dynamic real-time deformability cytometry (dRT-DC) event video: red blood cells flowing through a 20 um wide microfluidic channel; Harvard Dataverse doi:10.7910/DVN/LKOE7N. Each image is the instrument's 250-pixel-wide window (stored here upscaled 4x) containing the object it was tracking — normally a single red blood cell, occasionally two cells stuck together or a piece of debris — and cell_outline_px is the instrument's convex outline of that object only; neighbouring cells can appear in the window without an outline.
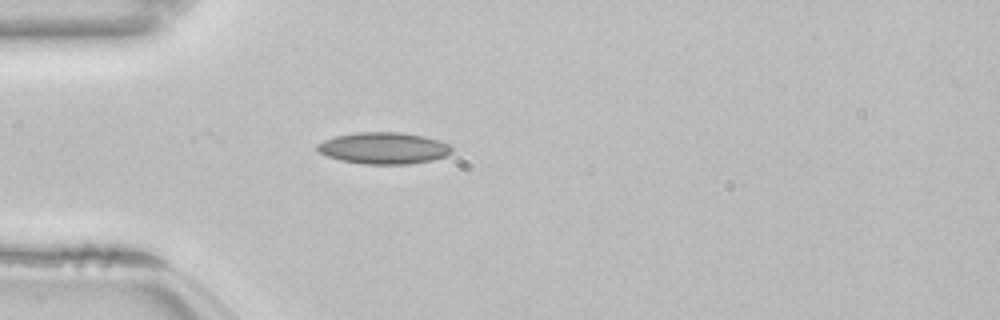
{"species": "common noctule bat (a hibernating species)", "species_latin": "Nyctalus noctula", "temperature_condition": "room temperature", "stored_images_in_passage": 13, "camera_frame_rate_fps": 3000, "um_per_image_px": 0.085, "animal": {"sex": "female", "body_mass_g": 22.7, "forearm_length_mm": 54.2}, "frame": {"image": 1, "passage_image": 8, "time_ms": 2.333, "image_size_px": [1000, 320], "cell_outline_px": [[452, 152], [448, 156], [432, 160], [408, 164], [364, 164], [340, 160], [328, 156], [320, 152], [316, 148], [316, 144], [324, 140], [336, 136], [356, 132], [400, 132], [424, 136], [440, 140], [448, 144], [452, 148]], "centroid_in_image_um": [32.64, 12.59], "position_along_channel_um": 52.4, "area_um2": 24.85}}